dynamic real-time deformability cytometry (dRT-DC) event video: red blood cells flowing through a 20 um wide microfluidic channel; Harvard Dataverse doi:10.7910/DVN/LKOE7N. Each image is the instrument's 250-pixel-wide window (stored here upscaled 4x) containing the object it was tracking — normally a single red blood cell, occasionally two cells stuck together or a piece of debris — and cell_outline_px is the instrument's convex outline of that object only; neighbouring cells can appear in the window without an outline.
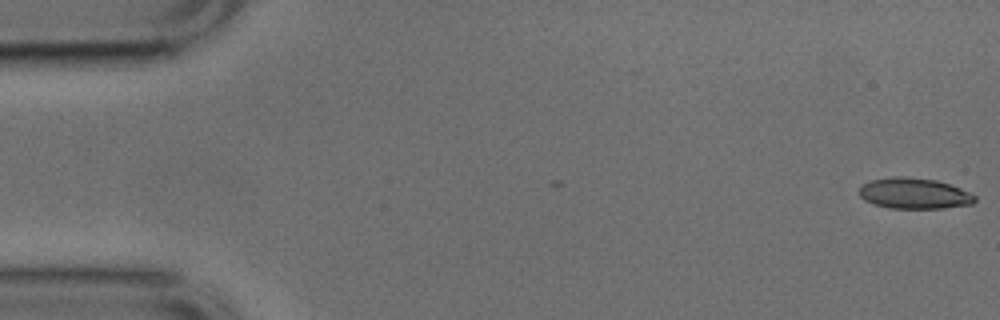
{"species": "common noctule bat (a hibernating species)", "species_latin": "Nyctalus noctula", "temperature_condition": "cold", "stored_images_in_passage": 16, "camera_frame_rate_fps": 3000, "um_per_image_px": 0.085, "animal": {"sex": "male", "body_mass_g": 17.9, "forearm_length_mm": 54.2}, "frame": {"image": 1, "passage_image": 1, "time_ms": 0.0, "image_size_px": [1000, 320], "cell_outline_px": [[976, 200], [972, 204], [940, 208], [892, 208], [876, 204], [864, 200], [860, 196], [860, 188], [864, 184], [872, 180], [892, 176], [904, 176], [936, 180], [960, 188], [976, 196]], "centroid_in_image_um": [77.71, 16.43], "position_along_channel_um": 7.3, "area_um2": 20.52}}
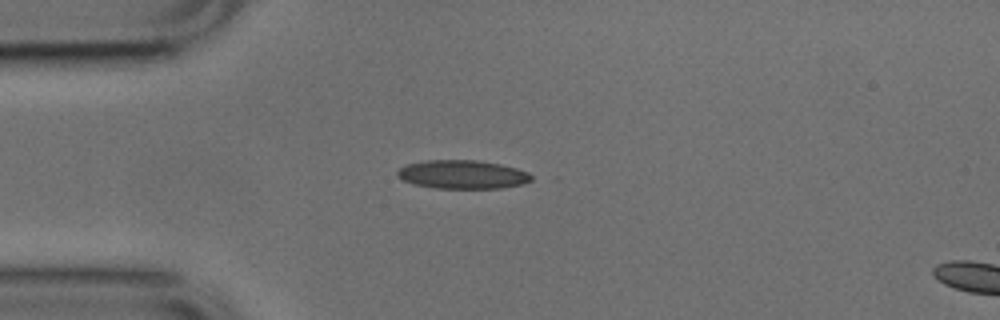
{"frame": {"image": 2, "passage_image": 13, "time_ms": 4.0, "image_size_px": [1000, 320], "cell_outline_px": [[532, 180], [520, 184], [500, 188], [436, 188], [416, 184], [404, 180], [396, 176], [396, 172], [400, 168], [408, 164], [428, 160], [476, 160], [500, 164], [516, 168], [528, 172], [532, 176]], "centroid_in_image_um": [39.31, 14.82], "position_along_channel_um": 45.7, "area_um2": 22.08}}